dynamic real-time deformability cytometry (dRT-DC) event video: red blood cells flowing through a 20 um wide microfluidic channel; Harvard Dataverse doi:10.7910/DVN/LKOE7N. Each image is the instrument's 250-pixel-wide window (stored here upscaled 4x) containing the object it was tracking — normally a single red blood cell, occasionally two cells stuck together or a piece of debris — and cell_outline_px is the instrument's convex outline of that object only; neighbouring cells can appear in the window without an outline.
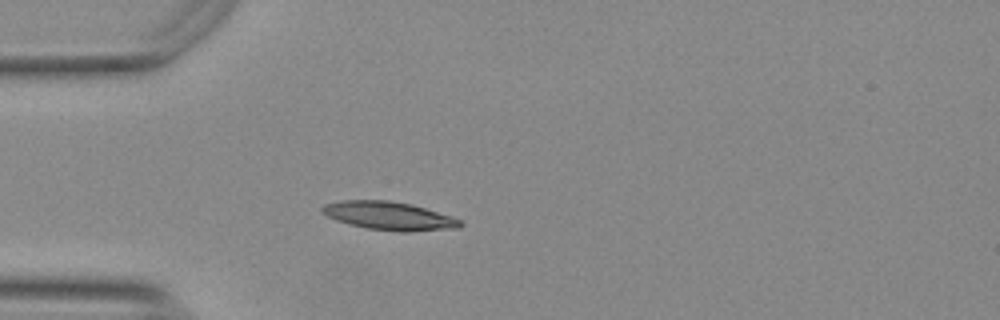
{"species": "Egyptian fruit bat (a non-hibernating species)", "species_latin": "Rousettus aegyptiacus", "temperature_condition": "warm", "stored_images_in_passage": 40, "camera_frame_rate_fps": 3000, "um_per_image_px": 0.085, "animal": {"sex": "female"}, "frame": {"image": 1, "passage_image": 1, "time_ms": 0.0, "image_size_px": [1000, 320], "cell_outline_px": [[464, 224], [456, 228], [408, 232], [400, 232], [368, 228], [348, 224], [336, 220], [320, 212], [320, 208], [324, 204], [340, 200], [388, 200], [412, 204], [452, 216], [460, 220]], "centroid_in_image_um": [33.05, 18.34], "position_along_channel_um": 52.0, "area_um2": 22.89}}
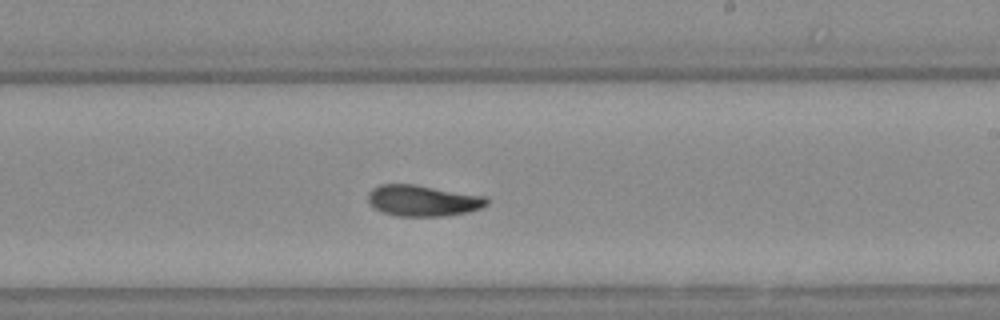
{"frame": {"image": 2, "passage_image": 18, "time_ms": 5.667, "image_size_px": [1000, 320], "cell_outline_px": [[488, 204], [480, 208], [468, 212], [448, 216], [396, 216], [380, 212], [368, 200], [368, 192], [372, 188], [380, 184], [412, 184], [484, 196], [488, 200]], "centroid_in_image_um": [35.92, 17.06], "position_along_channel_um": 253.1, "area_um2": 21.44}}
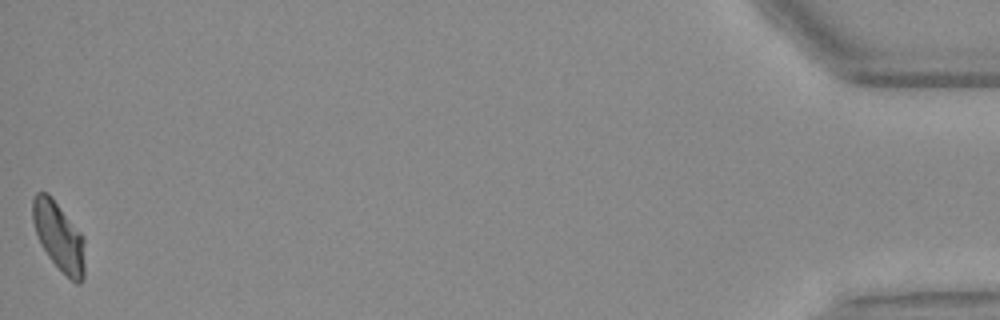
{"frame": {"image": 3, "passage_image": 40, "time_ms": 13.0, "image_size_px": [1000, 320], "cell_outline_px": [[84, 280], [80, 284], [76, 284], [48, 256], [36, 232], [32, 220], [32, 200], [36, 192], [48, 192], [52, 196], [84, 236]], "centroid_in_image_um": [5.02, 20.06], "position_along_channel_um": 430.2, "area_um2": 20.81}, "authors_computed_cell_mechanics": {"area_um2": 20.9525, "velocity_mm_per_s": 3.7446, "shape_relaxation_time_tau1_ms": null, "shape_relaxation_time_tau2_ms": 3.5807, "deformation_change_tau1": null, "deformation_change_tau2": 0.0934}}